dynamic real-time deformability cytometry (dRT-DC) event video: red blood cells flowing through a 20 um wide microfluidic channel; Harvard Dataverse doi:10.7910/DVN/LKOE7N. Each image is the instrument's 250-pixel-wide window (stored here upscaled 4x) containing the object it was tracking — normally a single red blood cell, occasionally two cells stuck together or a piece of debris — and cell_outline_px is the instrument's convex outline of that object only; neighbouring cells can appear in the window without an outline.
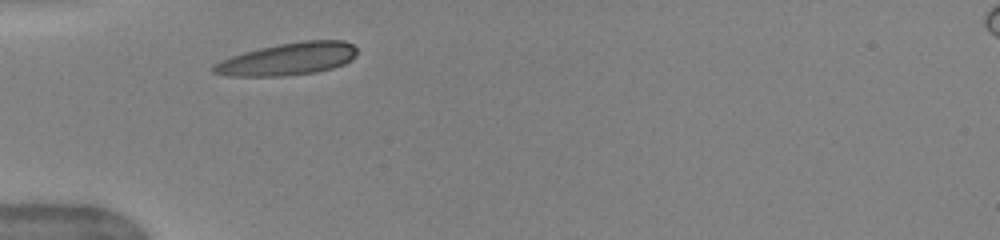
{"species": "human", "species_latin": "Homo sapiens", "temperature_condition": "warm", "stored_images_in_passage": 35, "camera_frame_rate_fps": 3000, "um_per_image_px": 0.085, "donor": {"sex": "female"}, "frame": {"image": 1, "passage_image": 1, "time_ms": 0.0, "image_size_px": [1000, 240], "cell_outline_px": [[356, 56], [352, 60], [344, 64], [332, 68], [316, 72], [284, 76], [232, 76], [212, 72], [212, 64], [220, 60], [244, 52], [260, 48], [280, 44], [304, 40], [344, 40], [352, 44], [356, 48]], "centroid_in_image_um": [24.48, 5.01], "position_along_channel_um": 60.5, "area_um2": 27.11}}
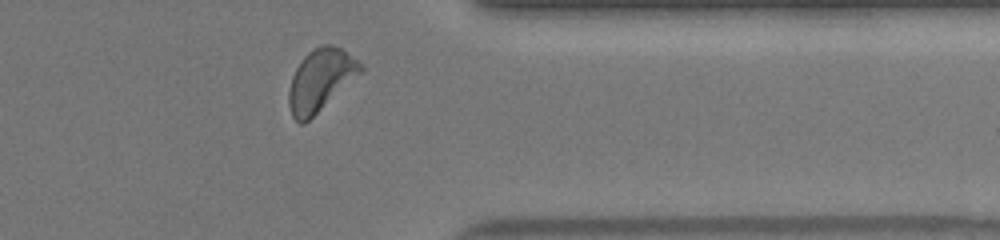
{"frame": {"image": 2, "passage_image": 26, "time_ms": 8.333, "image_size_px": [1000, 240], "cell_outline_px": [[364, 72], [304, 124], [300, 124], [292, 116], [288, 104], [288, 92], [292, 76], [300, 60], [312, 48], [324, 44], [332, 44], [340, 48], [364, 64]], "centroid_in_image_um": [27.26, 6.8], "position_along_channel_um": 384.1, "area_um2": 26.24}}
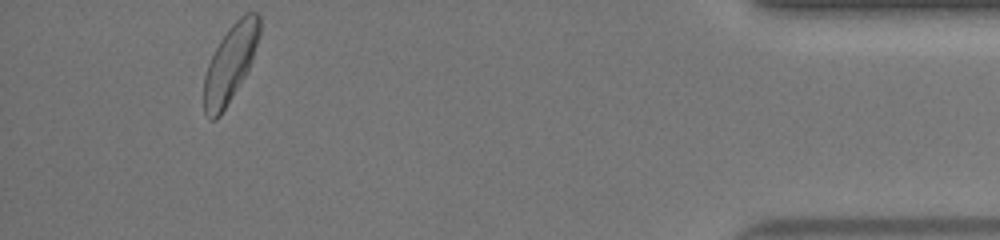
{"frame": {"image": 3, "passage_image": 32, "time_ms": 10.333, "image_size_px": [1000, 240], "cell_outline_px": [[260, 36], [248, 68], [244, 76], [220, 116], [216, 120], [208, 120], [204, 112], [204, 76], [208, 64], [220, 40], [228, 28], [244, 12], [256, 12], [260, 16]], "centroid_in_image_um": [19.56, 5.38], "position_along_channel_um": 415.6, "area_um2": 24.68}, "authors_computed_cell_mechanics": {"area_um2": 25.143, "velocity_mm_per_s": 4.0198, "shape_relaxation_time_tau1_ms": 2.9874, "shape_relaxation_time_tau2_ms": 2.6779, "deformation_change_tau1": 0.1604, "deformation_change_tau2": 0.0762}}